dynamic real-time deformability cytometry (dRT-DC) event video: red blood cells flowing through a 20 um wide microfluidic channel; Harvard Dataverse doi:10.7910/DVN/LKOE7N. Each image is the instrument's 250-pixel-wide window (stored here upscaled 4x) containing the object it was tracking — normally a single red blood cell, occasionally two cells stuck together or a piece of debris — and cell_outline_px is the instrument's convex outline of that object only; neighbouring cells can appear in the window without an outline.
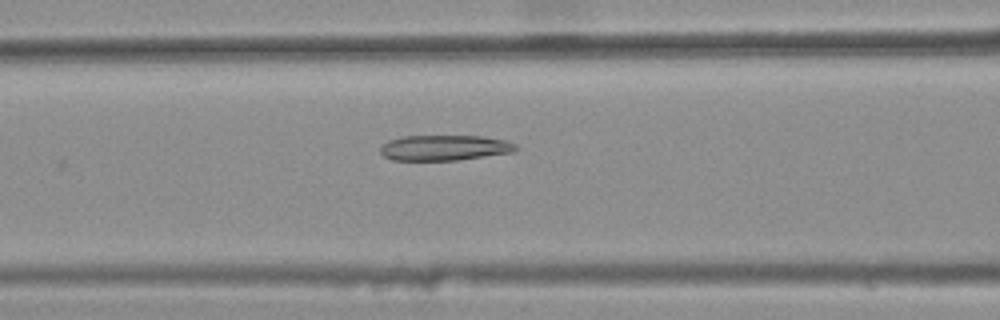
{"species": "common noctule bat (a hibernating species)", "species_latin": "Nyctalus noctula", "temperature_condition": "warm", "stored_images_in_passage": 33, "camera_frame_rate_fps": 3000, "um_per_image_px": 0.085, "animal": {"sex": "female", "body_mass_g": 25.1}, "frame": {"image": 1, "passage_image": 7, "time_ms": 2.0, "image_size_px": [1000, 320], "cell_outline_px": [[520, 148], [512, 152], [456, 160], [392, 160], [384, 156], [380, 152], [380, 148], [388, 140], [404, 136], [484, 136], [504, 140], [516, 144]], "centroid_in_image_um": [37.78, 12.55], "position_along_channel_um": 128.8, "area_um2": 20.0}}
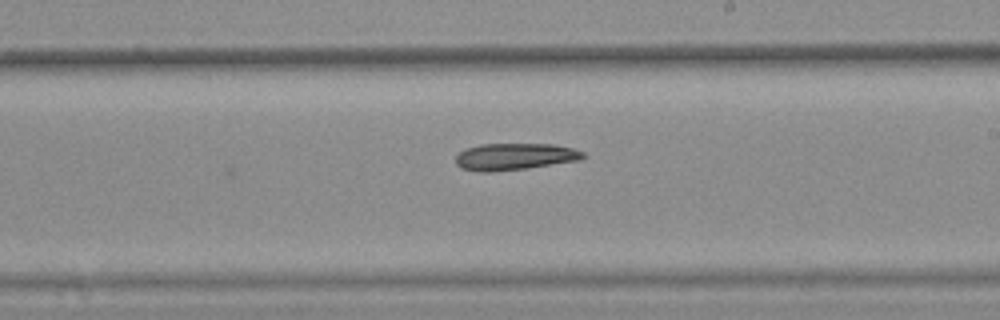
{"frame": {"image": 2, "passage_image": 16, "time_ms": 5.0, "image_size_px": [1000, 320], "cell_outline_px": [[588, 156], [580, 160], [528, 168], [488, 172], [480, 172], [460, 168], [456, 164], [456, 156], [464, 148], [480, 144], [552, 144], [572, 148], [584, 152]], "centroid_in_image_um": [43.74, 13.31], "position_along_channel_um": 245.3, "area_um2": 20.06}}
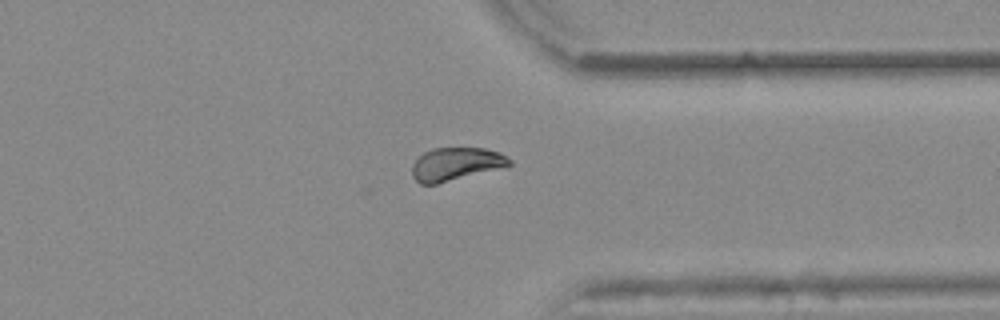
{"frame": {"image": 3, "passage_image": 26, "time_ms": 8.333, "image_size_px": [1000, 320], "cell_outline_px": [[512, 164], [436, 184], [420, 184], [412, 176], [412, 164], [424, 152], [432, 148], [484, 148], [500, 152], [512, 160]], "centroid_in_image_um": [38.72, 13.93], "position_along_channel_um": 372.7, "area_um2": 18.38}}